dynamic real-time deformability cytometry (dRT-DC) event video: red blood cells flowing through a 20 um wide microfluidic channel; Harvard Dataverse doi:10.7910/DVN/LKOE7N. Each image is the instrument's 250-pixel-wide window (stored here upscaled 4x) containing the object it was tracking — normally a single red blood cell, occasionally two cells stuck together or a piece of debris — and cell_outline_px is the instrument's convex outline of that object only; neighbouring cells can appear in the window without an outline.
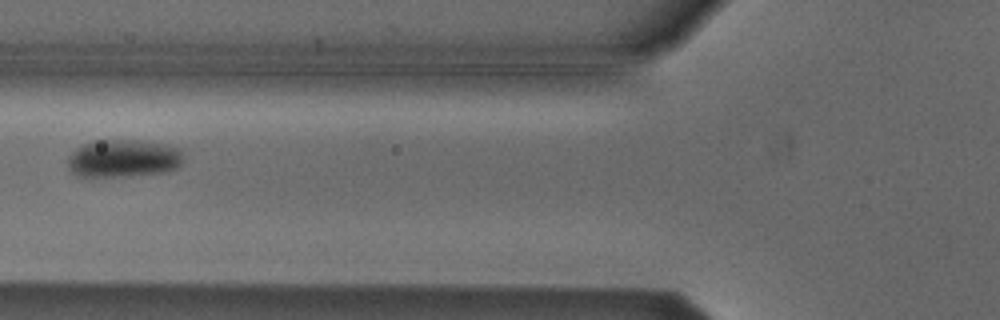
{"species": "Egyptian fruit bat (a non-hibernating species)", "species_latin": "Rousettus aegyptiacus", "temperature_condition": "cold", "stored_images_in_passage": 6, "camera_frame_rate_fps": 3000, "um_per_image_px": 0.085, "animal": {"sex": "male"}, "frame": {"image": 1, "passage_image": 6, "time_ms": 1.667, "image_size_px": [1000, 320], "cell_outline_px": [[184, 160], [176, 168], [164, 172], [128, 176], [80, 176], [72, 172], [68, 168], [68, 156], [76, 148], [84, 144], [96, 140], [140, 140], [164, 144], [180, 148], [184, 156]], "centroid_in_image_um": [10.51, 13.45], "position_along_channel_um": 115.3, "area_um2": 25.55}}